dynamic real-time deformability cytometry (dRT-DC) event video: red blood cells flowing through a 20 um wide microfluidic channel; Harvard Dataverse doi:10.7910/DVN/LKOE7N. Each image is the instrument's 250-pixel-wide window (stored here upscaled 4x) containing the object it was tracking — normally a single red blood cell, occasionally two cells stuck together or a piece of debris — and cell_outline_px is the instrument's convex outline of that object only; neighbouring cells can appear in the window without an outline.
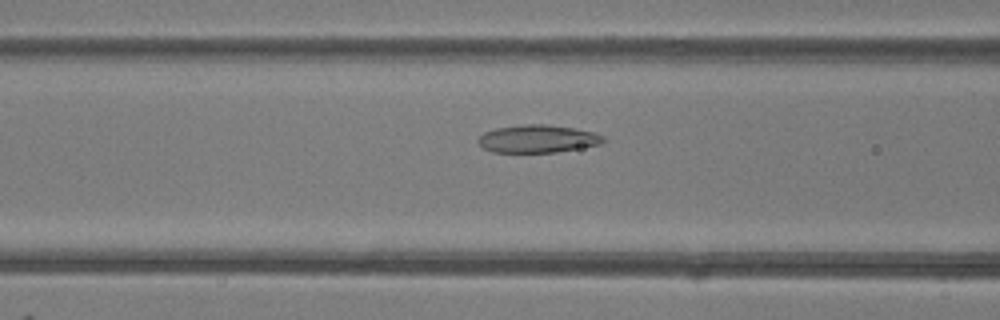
{"species": "common noctule bat (a hibernating species)", "species_latin": "Nyctalus noctula", "temperature_condition": "room temperature", "stored_images_in_passage": 41, "camera_frame_rate_fps": 3000, "um_per_image_px": 0.085, "animal": {"sex": "female"}, "frame": {"image": 1, "passage_image": 11, "time_ms": 3.333, "image_size_px": [1000, 320], "cell_outline_px": [[608, 140], [600, 144], [556, 152], [492, 152], [484, 148], [476, 140], [484, 132], [496, 128], [524, 124], [544, 124], [572, 128], [596, 132], [604, 136]], "centroid_in_image_um": [45.72, 11.79], "position_along_channel_um": 120.9, "area_um2": 20.23}}
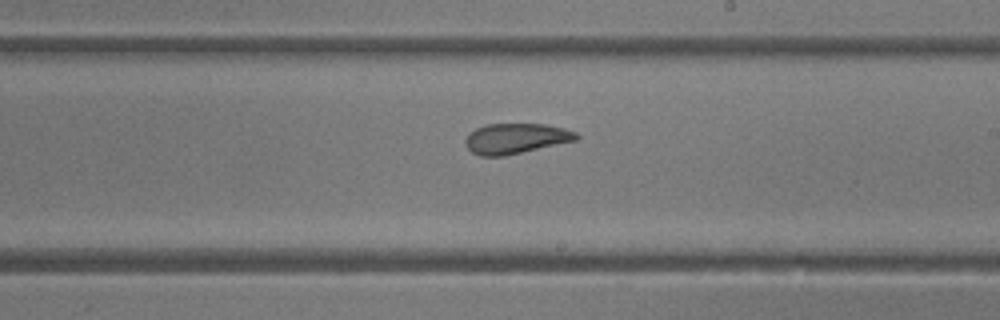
{"frame": {"image": 2, "passage_image": 20, "time_ms": 6.333, "image_size_px": [1000, 320], "cell_outline_px": [[580, 136], [576, 140], [504, 156], [480, 156], [472, 152], [464, 144], [464, 140], [476, 128], [488, 124], [544, 124], [564, 128], [576, 132]], "centroid_in_image_um": [43.84, 11.77], "position_along_channel_um": 245.2, "area_um2": 19.42}}
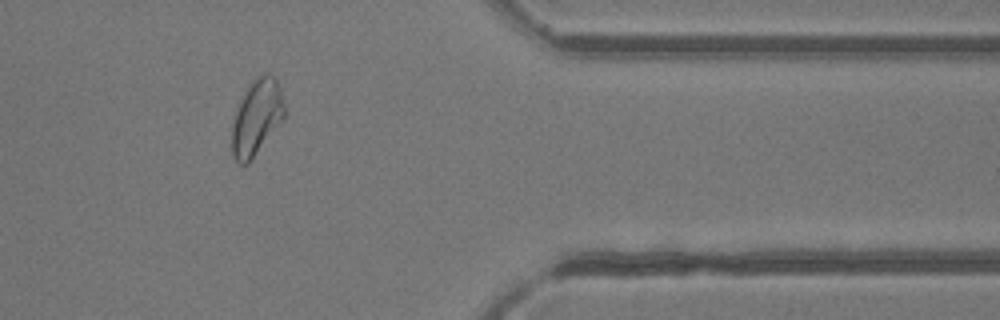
{"frame": {"image": 3, "passage_image": 32, "time_ms": 10.333, "image_size_px": [1000, 320], "cell_outline_px": [[284, 116], [248, 164], [240, 164], [232, 156], [232, 124], [240, 100], [244, 92], [252, 80], [256, 76], [264, 72], [268, 72], [276, 76], [280, 88], [284, 104]], "centroid_in_image_um": [21.8, 9.91], "position_along_channel_um": 389.6, "area_um2": 22.89}, "authors_computed_cell_mechanics": {"area_um2": 21.2704, "velocity_mm_per_s": 4.1513, "shape_relaxation_time_tau1_ms": 8.351, "shape_relaxation_time_tau2_ms": 2.1189, "deformation_change_tau1": 0.2148, "deformation_change_tau2": 0.0886}}